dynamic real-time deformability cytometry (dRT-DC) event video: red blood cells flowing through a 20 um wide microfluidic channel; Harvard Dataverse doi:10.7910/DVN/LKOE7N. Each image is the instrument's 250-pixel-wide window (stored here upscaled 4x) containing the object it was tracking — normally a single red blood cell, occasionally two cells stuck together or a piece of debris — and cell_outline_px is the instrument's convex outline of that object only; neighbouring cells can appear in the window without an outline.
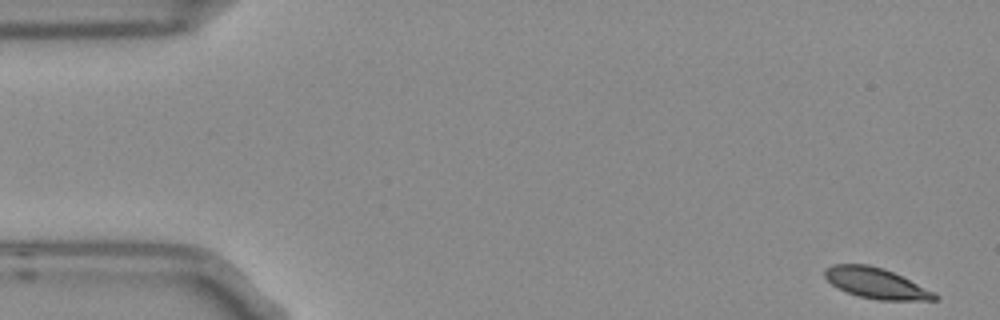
{"species": "Egyptian fruit bat (a non-hibernating species)", "species_latin": "Rousettus aegyptiacus", "temperature_condition": "room temperature", "stored_images_in_passage": 4, "camera_frame_rate_fps": 3000, "um_per_image_px": 0.085, "frame": {"image": 1, "passage_image": 1, "time_ms": 0.0, "image_size_px": [1000, 320], "cell_outline_px": [[940, 296], [936, 300], [880, 300], [860, 296], [836, 288], [824, 276], [824, 268], [832, 264], [868, 264], [884, 268], [936, 292]], "centroid_in_image_um": [74.47, 24.06], "position_along_channel_um": 10.5, "area_um2": 19.65}}
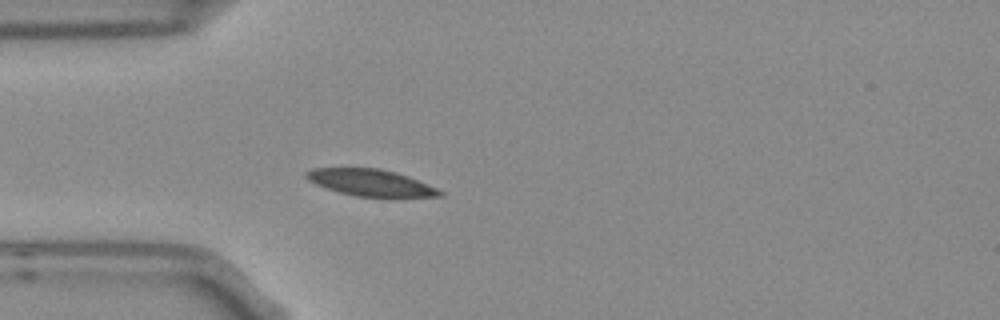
{"frame": {"image": 2, "passage_image": 4, "time_ms": 1.0, "image_size_px": [1000, 320], "cell_outline_px": [[444, 196], [392, 200], [388, 200], [356, 196], [340, 192], [316, 184], [308, 180], [304, 176], [304, 172], [312, 168], [380, 168], [396, 172], [408, 176], [436, 188], [444, 192]], "centroid_in_image_um": [31.6, 15.58], "position_along_channel_um": 53.4, "area_um2": 21.73}}